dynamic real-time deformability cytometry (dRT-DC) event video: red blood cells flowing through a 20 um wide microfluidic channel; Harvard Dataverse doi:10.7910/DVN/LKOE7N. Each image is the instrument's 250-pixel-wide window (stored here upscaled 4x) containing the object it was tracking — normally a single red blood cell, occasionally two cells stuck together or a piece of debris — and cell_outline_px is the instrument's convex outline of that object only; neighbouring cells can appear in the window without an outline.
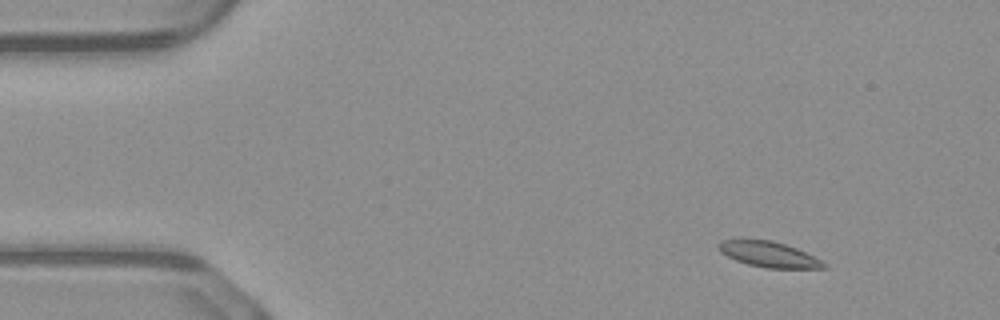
{"species": "common noctule bat (a hibernating species)", "species_latin": "Nyctalus noctula", "temperature_condition": "warm", "stored_images_in_passage": 51, "camera_frame_rate_fps": 3000, "um_per_image_px": 0.085, "animal": {"sex": "male", "body_mass_g": 23.1, "forearm_length_mm": 52.7}, "frame": {"image": 1, "passage_image": 6, "time_ms": 1.667, "image_size_px": [1000, 320], "cell_outline_px": [[828, 268], [764, 268], [748, 264], [736, 260], [720, 252], [716, 244], [720, 240], [740, 236], [772, 240], [796, 248], [828, 264]], "centroid_in_image_um": [65.24, 21.56], "position_along_channel_um": 19.8, "area_um2": 16.24}}
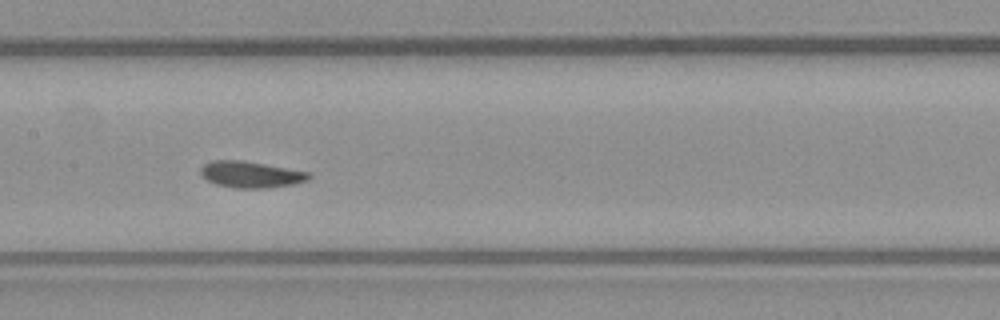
{"frame": {"image": 2, "passage_image": 25, "time_ms": 8.0, "image_size_px": [1000, 320], "cell_outline_px": [[312, 176], [308, 180], [296, 184], [268, 188], [236, 188], [216, 184], [208, 180], [200, 172], [200, 168], [204, 164], [212, 160], [244, 160], [308, 172]], "centroid_in_image_um": [21.34, 14.83], "position_along_channel_um": 186.1, "area_um2": 16.65}}
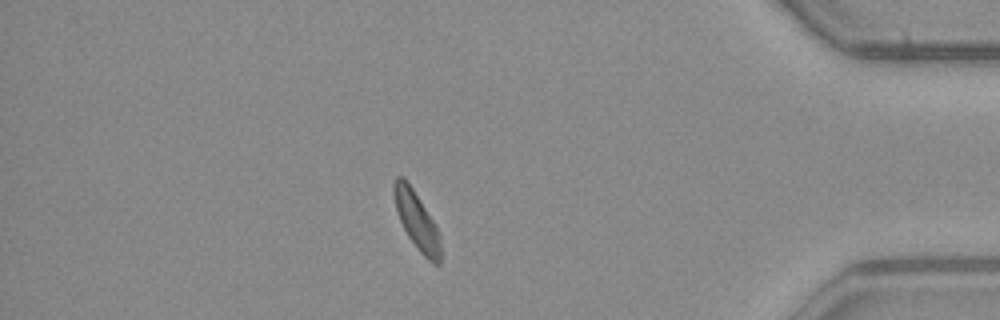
{"frame": {"image": 3, "passage_image": 44, "time_ms": 14.333, "image_size_px": [1000, 320], "cell_outline_px": [[440, 264], [432, 264], [420, 252], [408, 236], [400, 220], [396, 208], [392, 192], [392, 184], [396, 176], [404, 176], [412, 188], [432, 220], [440, 236]], "centroid_in_image_um": [35.39, 18.73], "position_along_channel_um": 399.8, "area_um2": 15.37}, "authors_computed_cell_mechanics": {"area_um2": 16.1262, "velocity_mm_per_s": 4.0626, "shape_relaxation_time_tau1_ms": 2.7945, "shape_relaxation_time_tau2_ms": 5.267, "deformation_change_tau1": 0.0738, "deformation_change_tau2": 0.1106}}